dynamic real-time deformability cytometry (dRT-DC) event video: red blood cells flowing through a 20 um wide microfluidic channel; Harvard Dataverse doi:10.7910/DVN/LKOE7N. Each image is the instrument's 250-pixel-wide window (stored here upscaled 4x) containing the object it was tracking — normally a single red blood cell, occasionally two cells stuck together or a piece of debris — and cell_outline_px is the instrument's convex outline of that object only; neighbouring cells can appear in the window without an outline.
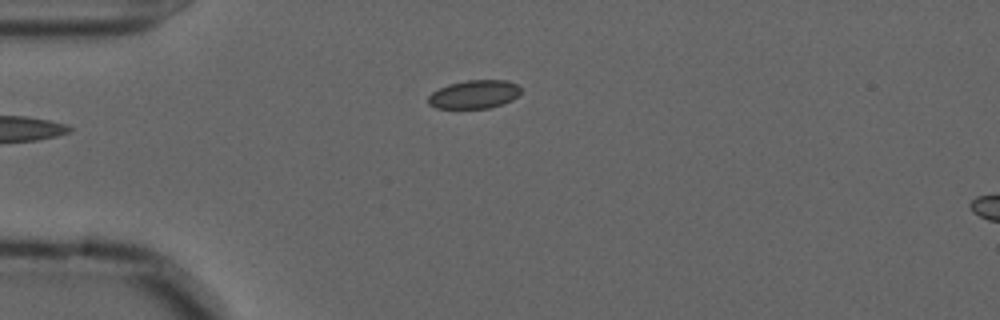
{"species": "common noctule bat (a hibernating species)", "species_latin": "Nyctalus noctula", "temperature_condition": "cold", "stored_images_in_passage": 39, "camera_frame_rate_fps": 3000, "um_per_image_px": 0.085, "animal": {"sex": "male", "forearm_length_mm": 52.5}, "frame": {"image": 1, "passage_image": 1, "time_ms": 0.0, "image_size_px": [1000, 320], "cell_outline_px": [[520, 92], [512, 100], [488, 108], [436, 108], [428, 104], [428, 96], [432, 92], [448, 84], [468, 80], [508, 80], [516, 84], [520, 88]], "centroid_in_image_um": [40.28, 8.01], "position_along_channel_um": 44.7, "area_um2": 15.2}}
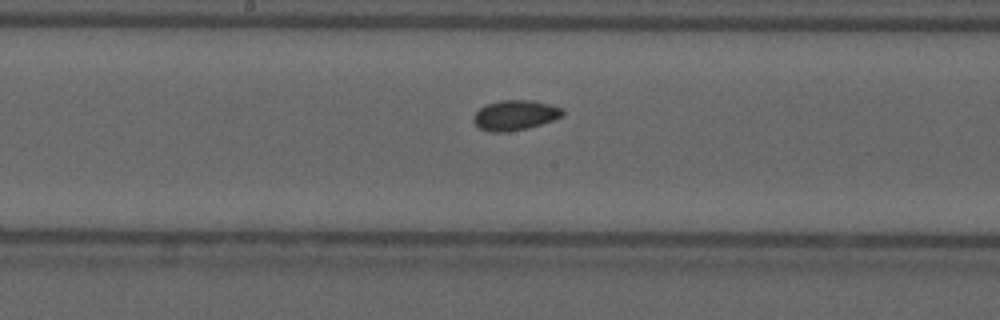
{"frame": {"image": 2, "passage_image": 16, "time_ms": 5.0, "image_size_px": [1000, 320], "cell_outline_px": [[564, 116], [540, 124], [508, 132], [492, 132], [480, 128], [472, 120], [472, 116], [480, 108], [488, 104], [500, 100], [532, 100], [548, 104], [560, 108], [564, 112]], "centroid_in_image_um": [43.75, 9.79], "position_along_channel_um": 204.4, "area_um2": 15.37}}
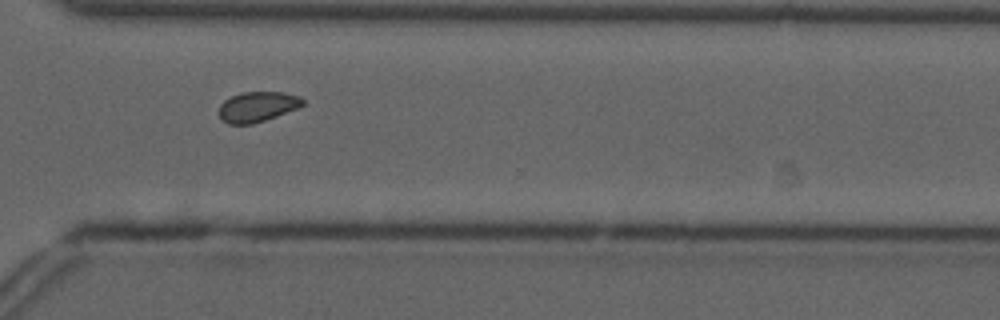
{"frame": {"image": 3, "passage_image": 28, "time_ms": 9.0, "image_size_px": [1000, 320], "cell_outline_px": [[304, 104], [300, 108], [252, 124], [228, 124], [220, 116], [220, 104], [224, 100], [232, 96], [244, 92], [284, 92], [300, 96], [304, 100]], "centroid_in_image_um": [21.93, 9.06], "position_along_channel_um": 348.7, "area_um2": 14.68}, "authors_computed_cell_mechanics": {"area_um2": 15.2592, "velocity_mm_per_s": 3.611, "shape_relaxation_time_tau1_ms": 10.0299, "shape_relaxation_time_tau2_ms": 3.9901, "deformation_change_tau1": 0.0686, "deformation_change_tau2": 0.0569}}